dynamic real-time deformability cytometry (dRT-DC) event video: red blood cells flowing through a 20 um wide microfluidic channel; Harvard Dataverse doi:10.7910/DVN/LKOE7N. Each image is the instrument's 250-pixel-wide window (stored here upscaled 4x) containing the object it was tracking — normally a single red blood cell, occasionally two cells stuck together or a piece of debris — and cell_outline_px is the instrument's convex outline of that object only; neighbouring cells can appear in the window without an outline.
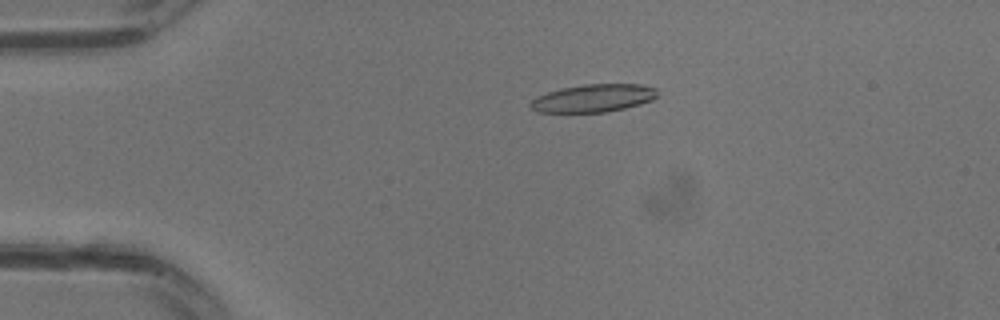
{"species": "common noctule bat (a hibernating species)", "species_latin": "Nyctalus noctula", "temperature_condition": "warm", "stored_images_in_passage": 12, "camera_frame_rate_fps": 3000, "um_per_image_px": 0.085, "animal": {"sex": "male", "body_mass_g": 13.3}, "frame": {"image": 1, "passage_image": 7, "time_ms": 2.0, "image_size_px": [1000, 320], "cell_outline_px": [[656, 96], [652, 100], [640, 104], [608, 112], [536, 112], [528, 104], [536, 96], [560, 88], [584, 84], [644, 84], [656, 88]], "centroid_in_image_um": [50.42, 8.34], "position_along_channel_um": 34.6, "area_um2": 20.63}}
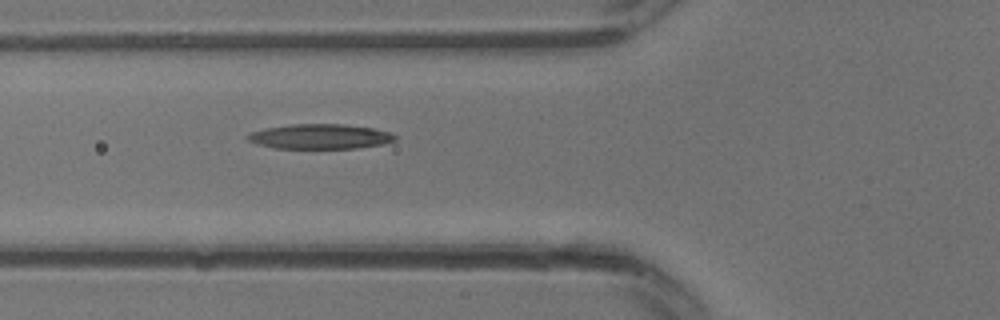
{"frame": {"image": 2, "passage_image": 12, "time_ms": 3.667, "image_size_px": [1000, 320], "cell_outline_px": [[396, 140], [384, 144], [356, 148], [276, 148], [256, 144], [248, 140], [244, 136], [252, 132], [268, 128], [292, 124], [344, 124], [372, 128], [388, 132], [396, 136]], "centroid_in_image_um": [27.2, 11.61], "position_along_channel_um": 98.6, "area_um2": 21.21}}